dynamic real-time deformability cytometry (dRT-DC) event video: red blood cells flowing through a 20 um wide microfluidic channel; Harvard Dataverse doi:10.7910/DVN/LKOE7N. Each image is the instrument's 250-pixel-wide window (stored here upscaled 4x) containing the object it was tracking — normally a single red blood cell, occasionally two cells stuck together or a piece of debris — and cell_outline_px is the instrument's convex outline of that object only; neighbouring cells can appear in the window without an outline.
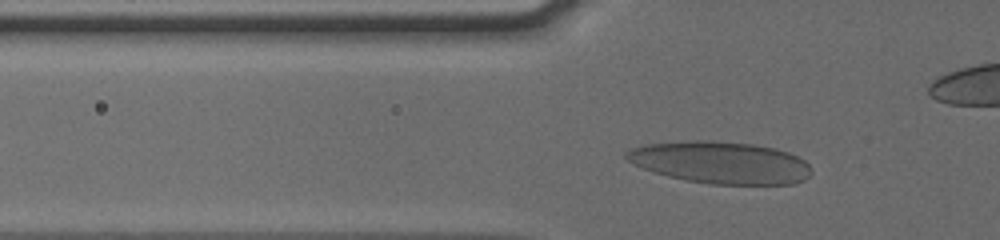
{"species": "human", "species_latin": "Homo sapiens", "temperature_condition": "cold", "stored_images_in_passage": 35, "camera_frame_rate_fps": 3000, "um_per_image_px": 0.085, "donor": {"sex": "male"}, "frame": {"image": 1, "passage_image": 8, "time_ms": 2.333, "image_size_px": [1000, 240], "cell_outline_px": [[812, 172], [804, 180], [792, 184], [712, 184], [688, 180], [668, 176], [644, 168], [628, 160], [624, 156], [624, 152], [632, 148], [648, 144], [696, 140], [704, 140], [752, 144], [772, 148], [788, 152], [804, 160], [808, 164]], "centroid_in_image_um": [61.26, 13.82], "position_along_channel_um": 64.5, "area_um2": 44.8}}
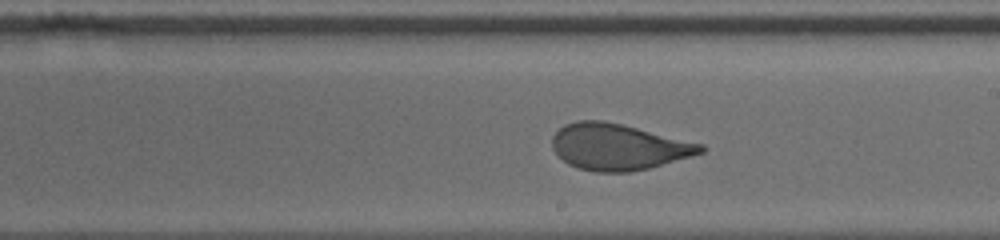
{"frame": {"image": 2, "passage_image": 22, "time_ms": 7.0, "image_size_px": [1000, 240], "cell_outline_px": [[704, 152], [648, 168], [628, 172], [596, 172], [576, 168], [568, 164], [552, 148], [552, 136], [564, 124], [580, 120], [604, 120], [704, 144]], "centroid_in_image_um": [52.52, 12.48], "position_along_channel_um": 236.5, "area_um2": 39.71}}
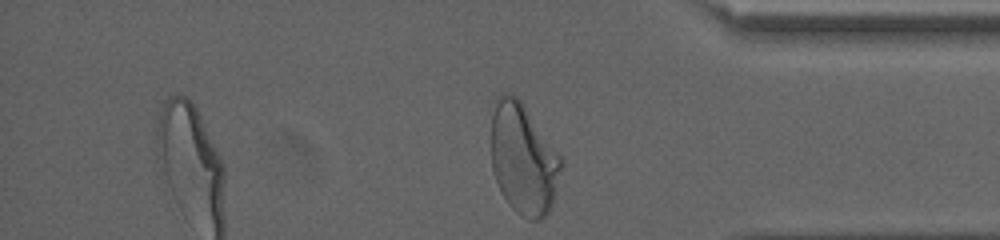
{"frame": {"image": 3, "passage_image": 35, "time_ms": 11.333, "image_size_px": [1000, 240], "cell_outline_px": [[564, 164], [552, 204], [548, 212], [540, 220], [528, 220], [520, 216], [508, 204], [500, 192], [492, 168], [492, 116], [496, 100], [500, 92], [508, 92], [516, 96], [520, 100], [564, 160]], "centroid_in_image_um": [44.5, 13.54], "position_along_channel_um": 390.7, "area_um2": 45.37}, "authors_computed_cell_mechanics": {"area_um2": 41.327, "velocity_mm_per_s": 3.807, "shape_relaxation_time_tau1_ms": 4.9926, "shape_relaxation_time_tau2_ms": null, "deformation_change_tau1": 0.1784, "deformation_change_tau2": null}}